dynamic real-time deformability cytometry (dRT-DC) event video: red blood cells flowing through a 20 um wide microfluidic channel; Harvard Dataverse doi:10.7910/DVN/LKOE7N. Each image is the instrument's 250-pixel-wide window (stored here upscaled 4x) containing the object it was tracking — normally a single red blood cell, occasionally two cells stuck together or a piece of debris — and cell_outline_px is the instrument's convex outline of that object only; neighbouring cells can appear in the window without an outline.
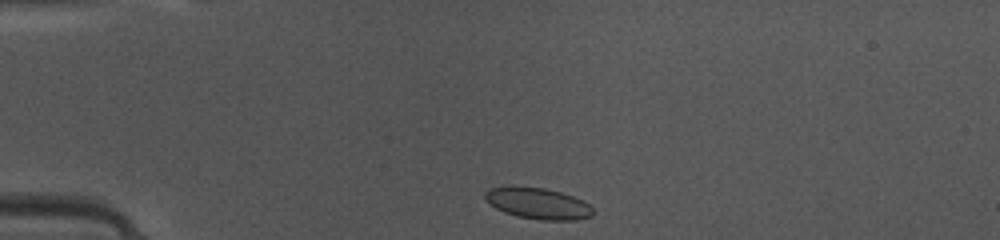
{"species": "common noctule bat (a hibernating species)", "species_latin": "Nyctalus noctula", "temperature_condition": "warm", "stored_images_in_passage": 38, "camera_frame_rate_fps": 3000, "um_per_image_px": 0.085, "animal": {"sex": "female", "body_mass_g": 10.0, "forearm_length_mm": 53.1}, "frame": {"image": 1, "passage_image": 1, "time_ms": 0.0, "image_size_px": [1000, 240], "cell_outline_px": [[592, 216], [576, 220], [540, 220], [516, 216], [504, 212], [496, 208], [484, 196], [484, 192], [488, 188], [544, 188], [560, 192], [584, 200], [592, 208]], "centroid_in_image_um": [45.77, 17.32], "position_along_channel_um": 39.2, "area_um2": 19.13}}
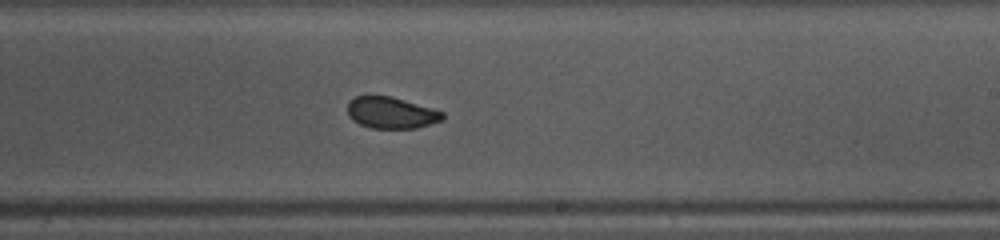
{"frame": {"image": 2, "passage_image": 19, "time_ms": 6.0, "image_size_px": [1000, 240], "cell_outline_px": [[444, 120], [416, 128], [372, 128], [360, 124], [352, 120], [348, 116], [348, 100], [356, 96], [392, 96], [432, 108], [444, 112]], "centroid_in_image_um": [33.25, 9.58], "position_along_channel_um": 255.7, "area_um2": 17.51}}
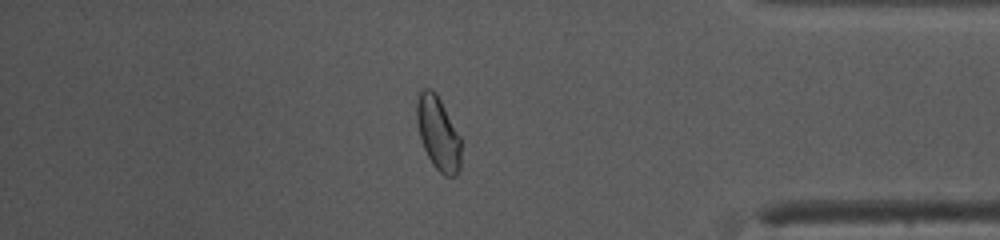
{"frame": {"image": 3, "passage_image": 31, "time_ms": 10.0, "image_size_px": [1000, 240], "cell_outline_px": [[460, 168], [456, 176], [444, 176], [432, 164], [424, 148], [420, 136], [416, 120], [416, 100], [420, 88], [432, 88], [436, 92], [460, 136]], "centroid_in_image_um": [37.22, 11.3], "position_along_channel_um": 398.0, "area_um2": 19.07}, "authors_computed_cell_mechanics": {"area_um2": 18.5538, "velocity_mm_per_s": 4.1378, "shape_relaxation_time_tau1_ms": 7.9243, "shape_relaxation_time_tau2_ms": 0.9355, "deformation_change_tau1": 0.1358, "deformation_change_tau2": 0.033}}